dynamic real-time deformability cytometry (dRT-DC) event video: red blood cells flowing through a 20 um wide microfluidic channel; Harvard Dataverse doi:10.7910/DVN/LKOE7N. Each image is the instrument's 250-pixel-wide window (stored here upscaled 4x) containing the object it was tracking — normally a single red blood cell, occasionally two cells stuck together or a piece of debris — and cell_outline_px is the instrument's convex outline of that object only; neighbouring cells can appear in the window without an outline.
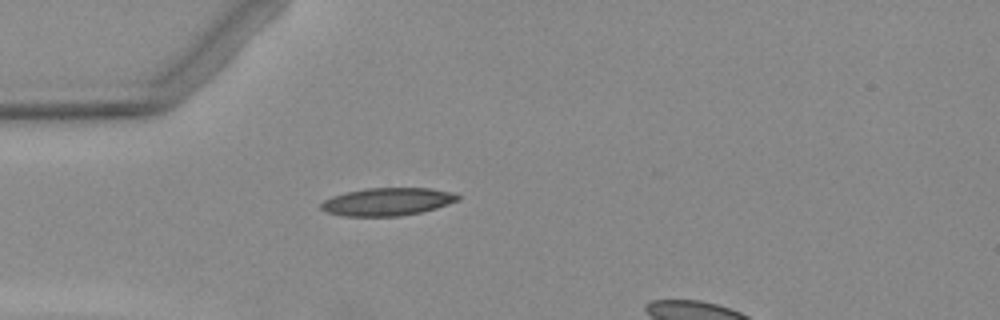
{"species": "Egyptian fruit bat (a non-hibernating species)", "species_latin": "Rousettus aegyptiacus", "temperature_condition": "warm", "stored_images_in_passage": 1, "camera_frame_rate_fps": 3000, "um_per_image_px": 0.085, "animal": {"sex": "female"}, "frame": {"image": 1, "passage_image": 1, "time_ms": 0.0, "image_size_px": [1000, 320], "cell_outline_px": [[460, 200], [436, 208], [420, 212], [400, 216], [344, 216], [324, 212], [320, 208], [320, 204], [324, 200], [332, 196], [348, 192], [368, 188], [432, 188], [452, 192], [460, 196]], "centroid_in_image_um": [32.93, 17.15], "position_along_channel_um": 52.1, "area_um2": 22.2}}